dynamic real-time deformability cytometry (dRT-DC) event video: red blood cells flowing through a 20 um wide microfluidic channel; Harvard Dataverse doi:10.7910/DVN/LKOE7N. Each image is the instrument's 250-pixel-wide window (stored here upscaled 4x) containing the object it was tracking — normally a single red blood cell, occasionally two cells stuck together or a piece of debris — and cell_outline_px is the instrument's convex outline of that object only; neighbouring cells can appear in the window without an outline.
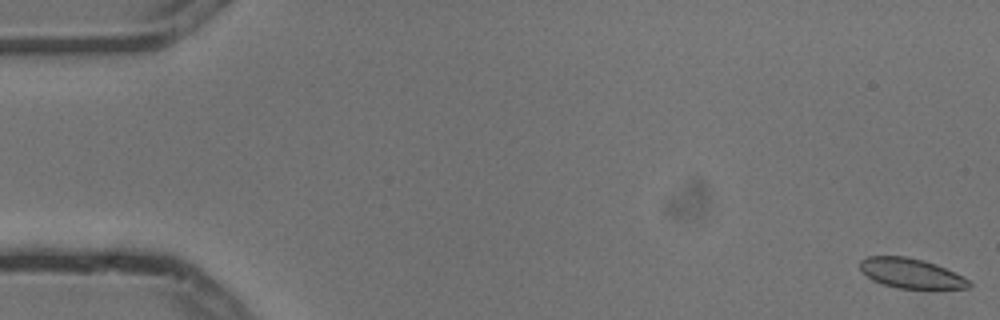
{"species": "common noctule bat (a hibernating species)", "species_latin": "Nyctalus noctula", "temperature_condition": "cold", "stored_images_in_passage": 11, "camera_frame_rate_fps": 3000, "um_per_image_px": 0.085, "animal": {"sex": "male", "body_mass_g": 13.3}, "frame": {"image": 1, "passage_image": 1, "time_ms": 0.0, "image_size_px": [1000, 320], "cell_outline_px": [[972, 284], [968, 288], [896, 288], [872, 280], [860, 268], [860, 260], [868, 256], [904, 256], [924, 260], [936, 264], [968, 280]], "centroid_in_image_um": [77.39, 23.22], "position_along_channel_um": 7.6, "area_um2": 18.55}}
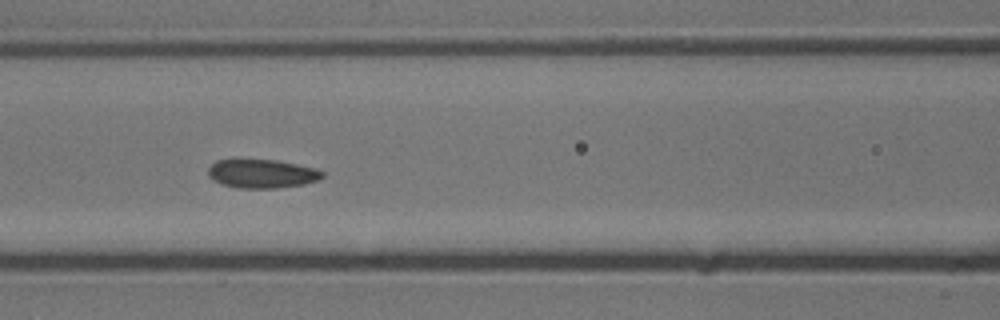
{"frame": {"image": 2, "passage_image": 7, "time_ms": 2.0, "image_size_px": [1000, 320], "cell_outline_px": [[324, 176], [320, 180], [304, 184], [276, 188], [236, 188], [220, 184], [212, 180], [208, 176], [208, 168], [216, 160], [276, 160], [316, 168], [324, 172]], "centroid_in_image_um": [22.26, 14.77], "position_along_channel_um": 144.3, "area_um2": 19.25}}
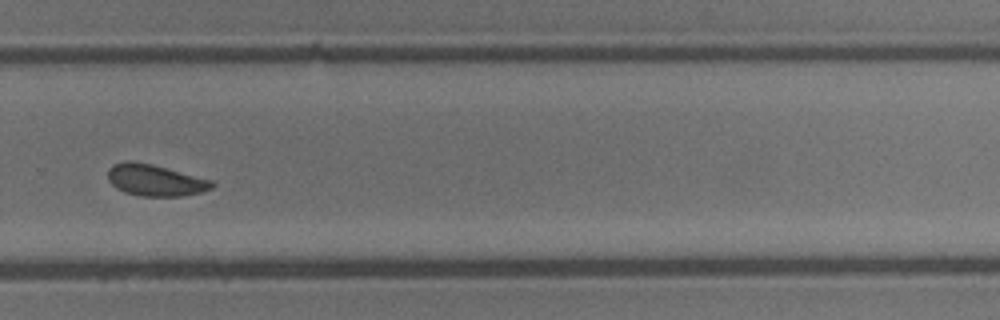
{"frame": {"image": 3, "passage_image": 11, "time_ms": 3.333, "image_size_px": [1000, 320], "cell_outline_px": [[216, 184], [212, 188], [200, 192], [180, 196], [140, 196], [124, 192], [116, 188], [108, 180], [108, 168], [112, 164], [124, 160], [132, 160], [152, 164], [212, 180]], "centroid_in_image_um": [13.15, 15.3], "position_along_channel_um": 316.6, "area_um2": 19.25}}